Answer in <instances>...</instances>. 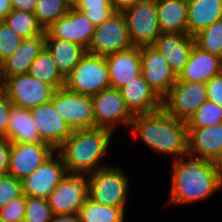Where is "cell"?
Here are the masks:
<instances>
[{
  "instance_id": "ab89813d",
  "label": "cell",
  "mask_w": 222,
  "mask_h": 222,
  "mask_svg": "<svg viewBox=\"0 0 222 222\" xmlns=\"http://www.w3.org/2000/svg\"><path fill=\"white\" fill-rule=\"evenodd\" d=\"M205 85L208 100L222 107V74L213 76Z\"/></svg>"
},
{
  "instance_id": "f6af8a7d",
  "label": "cell",
  "mask_w": 222,
  "mask_h": 222,
  "mask_svg": "<svg viewBox=\"0 0 222 222\" xmlns=\"http://www.w3.org/2000/svg\"><path fill=\"white\" fill-rule=\"evenodd\" d=\"M11 11V0H0V21H2Z\"/></svg>"
},
{
  "instance_id": "2e32d148",
  "label": "cell",
  "mask_w": 222,
  "mask_h": 222,
  "mask_svg": "<svg viewBox=\"0 0 222 222\" xmlns=\"http://www.w3.org/2000/svg\"><path fill=\"white\" fill-rule=\"evenodd\" d=\"M95 25L87 16L70 7L68 13L52 23L45 31V38L64 39L83 46L86 50L90 44Z\"/></svg>"
},
{
  "instance_id": "f1b7e54d",
  "label": "cell",
  "mask_w": 222,
  "mask_h": 222,
  "mask_svg": "<svg viewBox=\"0 0 222 222\" xmlns=\"http://www.w3.org/2000/svg\"><path fill=\"white\" fill-rule=\"evenodd\" d=\"M80 222H124L121 207L102 205L87 198L78 211Z\"/></svg>"
},
{
  "instance_id": "4dcf8cb0",
  "label": "cell",
  "mask_w": 222,
  "mask_h": 222,
  "mask_svg": "<svg viewBox=\"0 0 222 222\" xmlns=\"http://www.w3.org/2000/svg\"><path fill=\"white\" fill-rule=\"evenodd\" d=\"M72 7L83 12L95 26L116 13L111 0H76Z\"/></svg>"
},
{
  "instance_id": "5b68a950",
  "label": "cell",
  "mask_w": 222,
  "mask_h": 222,
  "mask_svg": "<svg viewBox=\"0 0 222 222\" xmlns=\"http://www.w3.org/2000/svg\"><path fill=\"white\" fill-rule=\"evenodd\" d=\"M127 176L121 167L109 165L91 173L89 198L102 205L121 207L125 211L130 186Z\"/></svg>"
},
{
  "instance_id": "8d00e7d4",
  "label": "cell",
  "mask_w": 222,
  "mask_h": 222,
  "mask_svg": "<svg viewBox=\"0 0 222 222\" xmlns=\"http://www.w3.org/2000/svg\"><path fill=\"white\" fill-rule=\"evenodd\" d=\"M22 182L7 174L0 175V209L22 195Z\"/></svg>"
},
{
  "instance_id": "ee69618b",
  "label": "cell",
  "mask_w": 222,
  "mask_h": 222,
  "mask_svg": "<svg viewBox=\"0 0 222 222\" xmlns=\"http://www.w3.org/2000/svg\"><path fill=\"white\" fill-rule=\"evenodd\" d=\"M50 222H80L78 213L75 214H53Z\"/></svg>"
},
{
  "instance_id": "7bdbcfd3",
  "label": "cell",
  "mask_w": 222,
  "mask_h": 222,
  "mask_svg": "<svg viewBox=\"0 0 222 222\" xmlns=\"http://www.w3.org/2000/svg\"><path fill=\"white\" fill-rule=\"evenodd\" d=\"M142 0H111L115 12L123 13Z\"/></svg>"
},
{
  "instance_id": "d6a6232c",
  "label": "cell",
  "mask_w": 222,
  "mask_h": 222,
  "mask_svg": "<svg viewBox=\"0 0 222 222\" xmlns=\"http://www.w3.org/2000/svg\"><path fill=\"white\" fill-rule=\"evenodd\" d=\"M195 44L202 50L222 58V18L194 36Z\"/></svg>"
},
{
  "instance_id": "ffe728a7",
  "label": "cell",
  "mask_w": 222,
  "mask_h": 222,
  "mask_svg": "<svg viewBox=\"0 0 222 222\" xmlns=\"http://www.w3.org/2000/svg\"><path fill=\"white\" fill-rule=\"evenodd\" d=\"M195 44V38L188 34L161 33L152 46L168 61L176 76L184 69Z\"/></svg>"
},
{
  "instance_id": "484cf974",
  "label": "cell",
  "mask_w": 222,
  "mask_h": 222,
  "mask_svg": "<svg viewBox=\"0 0 222 222\" xmlns=\"http://www.w3.org/2000/svg\"><path fill=\"white\" fill-rule=\"evenodd\" d=\"M45 47L64 77L74 69L87 52L83 46L59 38H45Z\"/></svg>"
},
{
  "instance_id": "52a82bcc",
  "label": "cell",
  "mask_w": 222,
  "mask_h": 222,
  "mask_svg": "<svg viewBox=\"0 0 222 222\" xmlns=\"http://www.w3.org/2000/svg\"><path fill=\"white\" fill-rule=\"evenodd\" d=\"M89 196L90 174L67 172L47 200L53 214H75Z\"/></svg>"
},
{
  "instance_id": "4316f807",
  "label": "cell",
  "mask_w": 222,
  "mask_h": 222,
  "mask_svg": "<svg viewBox=\"0 0 222 222\" xmlns=\"http://www.w3.org/2000/svg\"><path fill=\"white\" fill-rule=\"evenodd\" d=\"M7 138L12 143L42 142L38 129L32 121L29 109H23L12 105L9 115Z\"/></svg>"
},
{
  "instance_id": "bcb514c9",
  "label": "cell",
  "mask_w": 222,
  "mask_h": 222,
  "mask_svg": "<svg viewBox=\"0 0 222 222\" xmlns=\"http://www.w3.org/2000/svg\"><path fill=\"white\" fill-rule=\"evenodd\" d=\"M217 167H218L219 174H220V177H221V180H222V157H221L220 160L217 162Z\"/></svg>"
},
{
  "instance_id": "4fadbf2b",
  "label": "cell",
  "mask_w": 222,
  "mask_h": 222,
  "mask_svg": "<svg viewBox=\"0 0 222 222\" xmlns=\"http://www.w3.org/2000/svg\"><path fill=\"white\" fill-rule=\"evenodd\" d=\"M66 174L61 156L54 152L38 169L21 180L22 193L47 199Z\"/></svg>"
},
{
  "instance_id": "9a60e30c",
  "label": "cell",
  "mask_w": 222,
  "mask_h": 222,
  "mask_svg": "<svg viewBox=\"0 0 222 222\" xmlns=\"http://www.w3.org/2000/svg\"><path fill=\"white\" fill-rule=\"evenodd\" d=\"M30 112L40 139L55 151L73 133L65 119L57 113L51 100L30 109Z\"/></svg>"
},
{
  "instance_id": "44dd1931",
  "label": "cell",
  "mask_w": 222,
  "mask_h": 222,
  "mask_svg": "<svg viewBox=\"0 0 222 222\" xmlns=\"http://www.w3.org/2000/svg\"><path fill=\"white\" fill-rule=\"evenodd\" d=\"M119 91L133 116L148 114L162 108V98L148 85L143 75L127 83Z\"/></svg>"
},
{
  "instance_id": "c3c4849f",
  "label": "cell",
  "mask_w": 222,
  "mask_h": 222,
  "mask_svg": "<svg viewBox=\"0 0 222 222\" xmlns=\"http://www.w3.org/2000/svg\"><path fill=\"white\" fill-rule=\"evenodd\" d=\"M2 86V80H1V65H0V87Z\"/></svg>"
},
{
  "instance_id": "8fae6325",
  "label": "cell",
  "mask_w": 222,
  "mask_h": 222,
  "mask_svg": "<svg viewBox=\"0 0 222 222\" xmlns=\"http://www.w3.org/2000/svg\"><path fill=\"white\" fill-rule=\"evenodd\" d=\"M51 101L72 130L96 128L91 96L62 87L55 90Z\"/></svg>"
},
{
  "instance_id": "cb8c5ba5",
  "label": "cell",
  "mask_w": 222,
  "mask_h": 222,
  "mask_svg": "<svg viewBox=\"0 0 222 222\" xmlns=\"http://www.w3.org/2000/svg\"><path fill=\"white\" fill-rule=\"evenodd\" d=\"M161 33L187 34V0H156Z\"/></svg>"
},
{
  "instance_id": "60d3db41",
  "label": "cell",
  "mask_w": 222,
  "mask_h": 222,
  "mask_svg": "<svg viewBox=\"0 0 222 222\" xmlns=\"http://www.w3.org/2000/svg\"><path fill=\"white\" fill-rule=\"evenodd\" d=\"M11 144L8 138L0 137V175L8 173Z\"/></svg>"
},
{
  "instance_id": "277c9868",
  "label": "cell",
  "mask_w": 222,
  "mask_h": 222,
  "mask_svg": "<svg viewBox=\"0 0 222 222\" xmlns=\"http://www.w3.org/2000/svg\"><path fill=\"white\" fill-rule=\"evenodd\" d=\"M64 87L72 92L94 96L111 87L105 56L87 53L65 77Z\"/></svg>"
},
{
  "instance_id": "d6986e66",
  "label": "cell",
  "mask_w": 222,
  "mask_h": 222,
  "mask_svg": "<svg viewBox=\"0 0 222 222\" xmlns=\"http://www.w3.org/2000/svg\"><path fill=\"white\" fill-rule=\"evenodd\" d=\"M111 88L120 89L142 75L140 47L105 56Z\"/></svg>"
},
{
  "instance_id": "7402d4cb",
  "label": "cell",
  "mask_w": 222,
  "mask_h": 222,
  "mask_svg": "<svg viewBox=\"0 0 222 222\" xmlns=\"http://www.w3.org/2000/svg\"><path fill=\"white\" fill-rule=\"evenodd\" d=\"M221 59L194 44L189 60L177 79L184 82L206 83L220 73Z\"/></svg>"
},
{
  "instance_id": "7dc6e473",
  "label": "cell",
  "mask_w": 222,
  "mask_h": 222,
  "mask_svg": "<svg viewBox=\"0 0 222 222\" xmlns=\"http://www.w3.org/2000/svg\"><path fill=\"white\" fill-rule=\"evenodd\" d=\"M67 2L71 7L75 4L76 0H64Z\"/></svg>"
},
{
  "instance_id": "74e56055",
  "label": "cell",
  "mask_w": 222,
  "mask_h": 222,
  "mask_svg": "<svg viewBox=\"0 0 222 222\" xmlns=\"http://www.w3.org/2000/svg\"><path fill=\"white\" fill-rule=\"evenodd\" d=\"M25 211L26 196L22 194L20 197L13 199L0 209V217L4 222H23Z\"/></svg>"
},
{
  "instance_id": "603a6c76",
  "label": "cell",
  "mask_w": 222,
  "mask_h": 222,
  "mask_svg": "<svg viewBox=\"0 0 222 222\" xmlns=\"http://www.w3.org/2000/svg\"><path fill=\"white\" fill-rule=\"evenodd\" d=\"M45 47V33L32 38H24L16 51L1 64L2 82L14 75L29 72L30 65Z\"/></svg>"
},
{
  "instance_id": "1f68e13d",
  "label": "cell",
  "mask_w": 222,
  "mask_h": 222,
  "mask_svg": "<svg viewBox=\"0 0 222 222\" xmlns=\"http://www.w3.org/2000/svg\"><path fill=\"white\" fill-rule=\"evenodd\" d=\"M70 7L64 0H38L34 14L39 24L46 31L52 23L65 16Z\"/></svg>"
},
{
  "instance_id": "83f0119b",
  "label": "cell",
  "mask_w": 222,
  "mask_h": 222,
  "mask_svg": "<svg viewBox=\"0 0 222 222\" xmlns=\"http://www.w3.org/2000/svg\"><path fill=\"white\" fill-rule=\"evenodd\" d=\"M31 76L51 85L55 90L65 85V77L59 72L51 53L46 47L30 65L28 72Z\"/></svg>"
},
{
  "instance_id": "681fc988",
  "label": "cell",
  "mask_w": 222,
  "mask_h": 222,
  "mask_svg": "<svg viewBox=\"0 0 222 222\" xmlns=\"http://www.w3.org/2000/svg\"><path fill=\"white\" fill-rule=\"evenodd\" d=\"M220 73L222 74V59H221Z\"/></svg>"
},
{
  "instance_id": "d4e9b609",
  "label": "cell",
  "mask_w": 222,
  "mask_h": 222,
  "mask_svg": "<svg viewBox=\"0 0 222 222\" xmlns=\"http://www.w3.org/2000/svg\"><path fill=\"white\" fill-rule=\"evenodd\" d=\"M187 34L195 36L222 18V0H187Z\"/></svg>"
},
{
  "instance_id": "5bb4252c",
  "label": "cell",
  "mask_w": 222,
  "mask_h": 222,
  "mask_svg": "<svg viewBox=\"0 0 222 222\" xmlns=\"http://www.w3.org/2000/svg\"><path fill=\"white\" fill-rule=\"evenodd\" d=\"M54 152L50 145L39 143L11 144L8 174L22 180L38 169Z\"/></svg>"
},
{
  "instance_id": "3957f363",
  "label": "cell",
  "mask_w": 222,
  "mask_h": 222,
  "mask_svg": "<svg viewBox=\"0 0 222 222\" xmlns=\"http://www.w3.org/2000/svg\"><path fill=\"white\" fill-rule=\"evenodd\" d=\"M113 132L104 128L73 130V133L56 150L70 173H93L107 166L101 164Z\"/></svg>"
},
{
  "instance_id": "30bf717a",
  "label": "cell",
  "mask_w": 222,
  "mask_h": 222,
  "mask_svg": "<svg viewBox=\"0 0 222 222\" xmlns=\"http://www.w3.org/2000/svg\"><path fill=\"white\" fill-rule=\"evenodd\" d=\"M123 14L134 46H150L160 36L156 0H142Z\"/></svg>"
},
{
  "instance_id": "e0dca14e",
  "label": "cell",
  "mask_w": 222,
  "mask_h": 222,
  "mask_svg": "<svg viewBox=\"0 0 222 222\" xmlns=\"http://www.w3.org/2000/svg\"><path fill=\"white\" fill-rule=\"evenodd\" d=\"M142 75L148 85L163 98L174 85L177 76L168 61L152 45L140 46Z\"/></svg>"
},
{
  "instance_id": "f546056e",
  "label": "cell",
  "mask_w": 222,
  "mask_h": 222,
  "mask_svg": "<svg viewBox=\"0 0 222 222\" xmlns=\"http://www.w3.org/2000/svg\"><path fill=\"white\" fill-rule=\"evenodd\" d=\"M2 21L23 39L45 33L34 13L12 10Z\"/></svg>"
},
{
  "instance_id": "8992f818",
  "label": "cell",
  "mask_w": 222,
  "mask_h": 222,
  "mask_svg": "<svg viewBox=\"0 0 222 222\" xmlns=\"http://www.w3.org/2000/svg\"><path fill=\"white\" fill-rule=\"evenodd\" d=\"M1 88L17 107L32 109L52 99L55 89L29 73L7 77Z\"/></svg>"
},
{
  "instance_id": "9c48e42d",
  "label": "cell",
  "mask_w": 222,
  "mask_h": 222,
  "mask_svg": "<svg viewBox=\"0 0 222 222\" xmlns=\"http://www.w3.org/2000/svg\"><path fill=\"white\" fill-rule=\"evenodd\" d=\"M207 100L205 83L184 82L177 79L162 98V108L172 117L187 122Z\"/></svg>"
},
{
  "instance_id": "b9f144b4",
  "label": "cell",
  "mask_w": 222,
  "mask_h": 222,
  "mask_svg": "<svg viewBox=\"0 0 222 222\" xmlns=\"http://www.w3.org/2000/svg\"><path fill=\"white\" fill-rule=\"evenodd\" d=\"M38 0H11L12 10L34 13Z\"/></svg>"
},
{
  "instance_id": "7a4b0ae2",
  "label": "cell",
  "mask_w": 222,
  "mask_h": 222,
  "mask_svg": "<svg viewBox=\"0 0 222 222\" xmlns=\"http://www.w3.org/2000/svg\"><path fill=\"white\" fill-rule=\"evenodd\" d=\"M131 134L159 154L172 155L173 160L188 155L187 122L169 115L163 108L134 116Z\"/></svg>"
},
{
  "instance_id": "6da1fadb",
  "label": "cell",
  "mask_w": 222,
  "mask_h": 222,
  "mask_svg": "<svg viewBox=\"0 0 222 222\" xmlns=\"http://www.w3.org/2000/svg\"><path fill=\"white\" fill-rule=\"evenodd\" d=\"M172 163L171 188L167 204L200 202L222 188L217 163L188 155L173 160Z\"/></svg>"
},
{
  "instance_id": "e575fe53",
  "label": "cell",
  "mask_w": 222,
  "mask_h": 222,
  "mask_svg": "<svg viewBox=\"0 0 222 222\" xmlns=\"http://www.w3.org/2000/svg\"><path fill=\"white\" fill-rule=\"evenodd\" d=\"M53 212L45 198L26 196V211L23 222H50Z\"/></svg>"
},
{
  "instance_id": "7c38bea8",
  "label": "cell",
  "mask_w": 222,
  "mask_h": 222,
  "mask_svg": "<svg viewBox=\"0 0 222 222\" xmlns=\"http://www.w3.org/2000/svg\"><path fill=\"white\" fill-rule=\"evenodd\" d=\"M95 125L98 128L116 131L117 125L129 128L134 116L126 107L118 89L108 88L91 96Z\"/></svg>"
},
{
  "instance_id": "f35d334b",
  "label": "cell",
  "mask_w": 222,
  "mask_h": 222,
  "mask_svg": "<svg viewBox=\"0 0 222 222\" xmlns=\"http://www.w3.org/2000/svg\"><path fill=\"white\" fill-rule=\"evenodd\" d=\"M12 105L5 91L0 87V137L7 138L9 115Z\"/></svg>"
},
{
  "instance_id": "ac0fdd59",
  "label": "cell",
  "mask_w": 222,
  "mask_h": 222,
  "mask_svg": "<svg viewBox=\"0 0 222 222\" xmlns=\"http://www.w3.org/2000/svg\"><path fill=\"white\" fill-rule=\"evenodd\" d=\"M188 156L217 163L222 157V123L188 127Z\"/></svg>"
},
{
  "instance_id": "d590c367",
  "label": "cell",
  "mask_w": 222,
  "mask_h": 222,
  "mask_svg": "<svg viewBox=\"0 0 222 222\" xmlns=\"http://www.w3.org/2000/svg\"><path fill=\"white\" fill-rule=\"evenodd\" d=\"M23 38L0 21V65L20 46Z\"/></svg>"
},
{
  "instance_id": "ba28073f",
  "label": "cell",
  "mask_w": 222,
  "mask_h": 222,
  "mask_svg": "<svg viewBox=\"0 0 222 222\" xmlns=\"http://www.w3.org/2000/svg\"><path fill=\"white\" fill-rule=\"evenodd\" d=\"M133 46L124 14L116 12L102 24L95 26L86 51L93 55L106 56Z\"/></svg>"
},
{
  "instance_id": "836d02e7",
  "label": "cell",
  "mask_w": 222,
  "mask_h": 222,
  "mask_svg": "<svg viewBox=\"0 0 222 222\" xmlns=\"http://www.w3.org/2000/svg\"><path fill=\"white\" fill-rule=\"evenodd\" d=\"M222 123V107L205 101L187 121V127H207Z\"/></svg>"
}]
</instances>
